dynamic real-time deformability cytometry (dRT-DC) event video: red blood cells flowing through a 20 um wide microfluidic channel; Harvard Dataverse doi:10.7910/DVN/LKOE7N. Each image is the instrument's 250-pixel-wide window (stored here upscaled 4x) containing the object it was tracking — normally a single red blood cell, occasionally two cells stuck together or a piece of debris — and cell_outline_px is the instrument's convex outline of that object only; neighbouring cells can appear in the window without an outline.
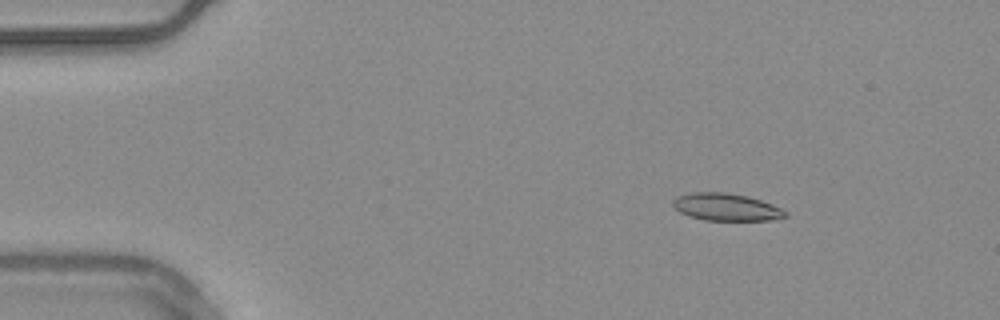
{"species": "common noctule bat (a hibernating species)", "species_latin": "Nyctalus noctula", "temperature_condition": "warm", "stored_images_in_passage": 55, "camera_frame_rate_fps": 3000, "um_per_image_px": 0.085, "animal": {"sex": "male", "body_mass_g": 20.4}, "frame": {"image": 1, "passage_image": 8, "time_ms": 2.333, "image_size_px": [1000, 320], "cell_outline_px": [[788, 216], [772, 220], [704, 220], [688, 216], [680, 212], [672, 204], [672, 200], [680, 196], [692, 192], [724, 192], [748, 196], [772, 204], [788, 212]], "centroid_in_image_um": [61.74, 17.6], "position_along_channel_um": 23.3, "area_um2": 17.86}}
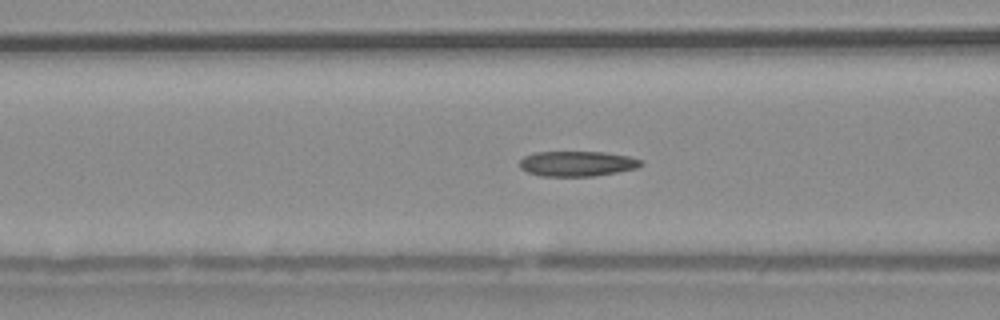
{"frame": {"image": 2, "passage_image": 22, "time_ms": 7.0, "image_size_px": [1000, 320], "cell_outline_px": [[644, 164], [636, 168], [616, 172], [592, 176], [540, 176], [528, 172], [520, 168], [520, 160], [524, 156], [536, 152], [604, 152], [628, 156], [640, 160]], "centroid_in_image_um": [49.03, 13.91], "position_along_channel_um": 117.6, "area_um2": 17.69}}
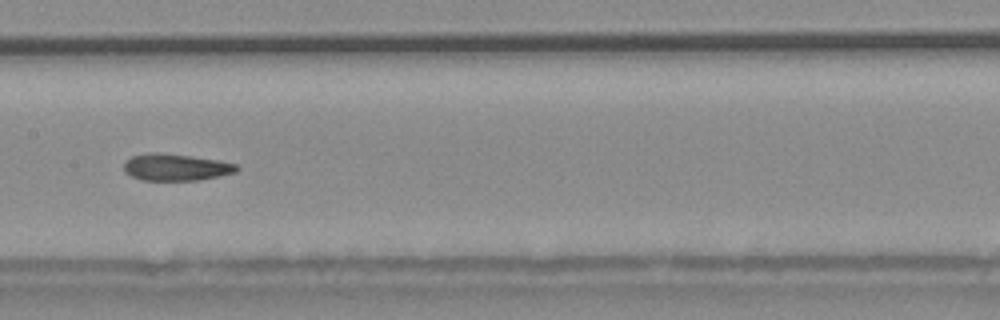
{"frame": {"image": 3, "passage_image": 28, "time_ms": 9.0, "image_size_px": [1000, 320], "cell_outline_px": [[240, 168], [236, 172], [220, 176], [200, 180], [140, 180], [124, 172], [124, 160], [132, 156], [148, 152], [156, 152], [192, 156], [220, 160], [236, 164]], "centroid_in_image_um": [14.94, 14.21], "position_along_channel_um": 192.5, "area_um2": 17.86}, "authors_computed_cell_mechanics": {"area_um2": 17.8602, "velocity_mm_per_s": 3.7414, "shape_relaxation_time_tau1_ms": null, "shape_relaxation_time_tau2_ms": 4.1919, "deformation_change_tau1": null, "deformation_change_tau2": 0.0831}}